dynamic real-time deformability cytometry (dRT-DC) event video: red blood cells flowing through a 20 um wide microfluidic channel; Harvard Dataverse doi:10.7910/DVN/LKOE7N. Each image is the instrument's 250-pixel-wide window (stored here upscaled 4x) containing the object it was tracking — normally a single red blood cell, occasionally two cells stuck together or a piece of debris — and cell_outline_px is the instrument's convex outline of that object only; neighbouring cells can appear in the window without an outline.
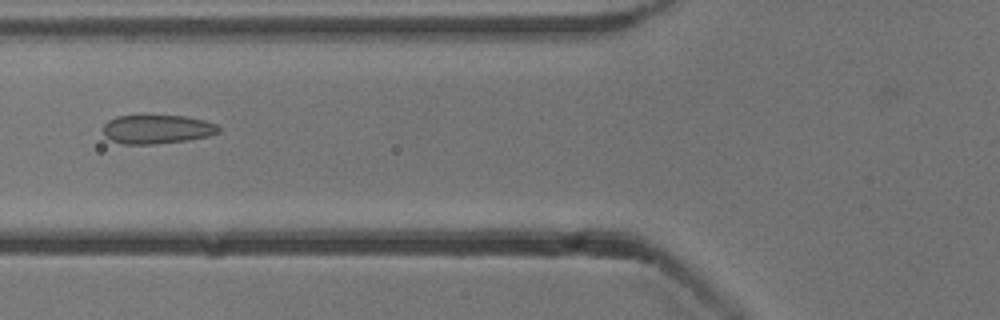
{"species": "common noctule bat (a hibernating species)", "species_latin": "Nyctalus noctula", "temperature_condition": "cold", "stored_images_in_passage": 52, "camera_frame_rate_fps": 3000, "um_per_image_px": 0.085, "animal": {"sex": "male", "body_mass_g": 13.3}, "frame": {"image": 1, "passage_image": 20, "time_ms": 6.333, "image_size_px": [1000, 320], "cell_outline_px": [[220, 132], [208, 136], [188, 140], [152, 144], [124, 144], [112, 140], [104, 136], [104, 124], [108, 120], [116, 116], [184, 116], [204, 120], [216, 124], [220, 128]], "centroid_in_image_um": [13.36, 10.99], "position_along_channel_um": 112.4, "area_um2": 19.31}}
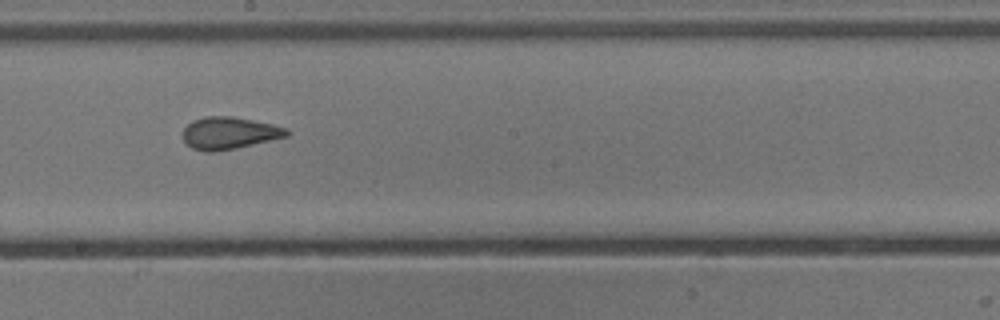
{"frame": {"image": 2, "passage_image": 29, "time_ms": 9.333, "image_size_px": [1000, 320], "cell_outline_px": [[288, 136], [236, 148], [212, 152], [208, 152], [192, 148], [184, 140], [184, 128], [192, 120], [204, 116], [232, 116], [272, 124], [288, 128]], "centroid_in_image_um": [19.48, 11.3], "position_along_channel_um": 228.7, "area_um2": 19.31}}
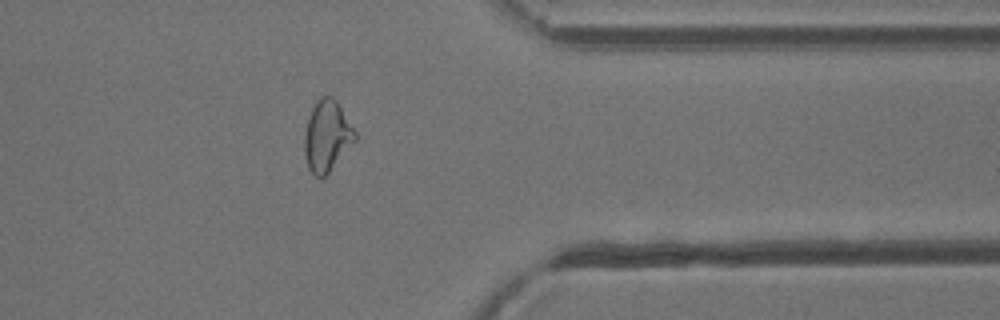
{"frame": {"image": 3, "passage_image": 42, "time_ms": 13.667, "image_size_px": [1000, 320], "cell_outline_px": [[356, 140], [328, 172], [320, 180], [308, 168], [304, 152], [304, 132], [308, 116], [316, 100], [320, 96], [332, 96], [336, 100], [356, 132]], "centroid_in_image_um": [27.77, 11.54], "position_along_channel_um": 383.6, "area_um2": 20.87}, "authors_computed_cell_mechanics": {"area_um2": 20.9236, "velocity_mm_per_s": 3.8604, "shape_relaxation_time_tau1_ms": null, "shape_relaxation_time_tau2_ms": 1.2507, "deformation_change_tau1": null, "deformation_change_tau2": 0.0907}}